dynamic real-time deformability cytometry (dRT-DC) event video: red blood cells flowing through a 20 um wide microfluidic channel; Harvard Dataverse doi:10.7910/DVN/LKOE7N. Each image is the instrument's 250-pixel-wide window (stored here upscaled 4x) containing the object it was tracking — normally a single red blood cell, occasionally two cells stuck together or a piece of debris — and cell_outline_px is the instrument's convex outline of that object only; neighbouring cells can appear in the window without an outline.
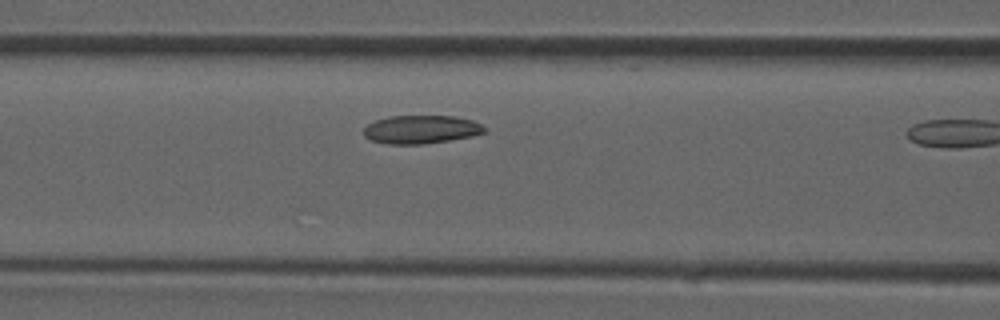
{"species": "common noctule bat (a hibernating species)", "species_latin": "Nyctalus noctula", "temperature_condition": "room temperature", "stored_images_in_passage": 9, "camera_frame_rate_fps": 3000, "um_per_image_px": 0.085, "animal": {"sex": "male", "forearm_length_mm": 52.5}, "frame": {"image": 1, "passage_image": 8, "time_ms": 2.333, "image_size_px": [1000, 320], "cell_outline_px": [[488, 128], [484, 132], [472, 136], [448, 140], [420, 144], [388, 144], [372, 140], [364, 136], [364, 128], [368, 124], [376, 120], [388, 116], [456, 116], [472, 120]], "centroid_in_image_um": [35.8, 10.99], "position_along_channel_um": 130.8, "area_um2": 19.83}}